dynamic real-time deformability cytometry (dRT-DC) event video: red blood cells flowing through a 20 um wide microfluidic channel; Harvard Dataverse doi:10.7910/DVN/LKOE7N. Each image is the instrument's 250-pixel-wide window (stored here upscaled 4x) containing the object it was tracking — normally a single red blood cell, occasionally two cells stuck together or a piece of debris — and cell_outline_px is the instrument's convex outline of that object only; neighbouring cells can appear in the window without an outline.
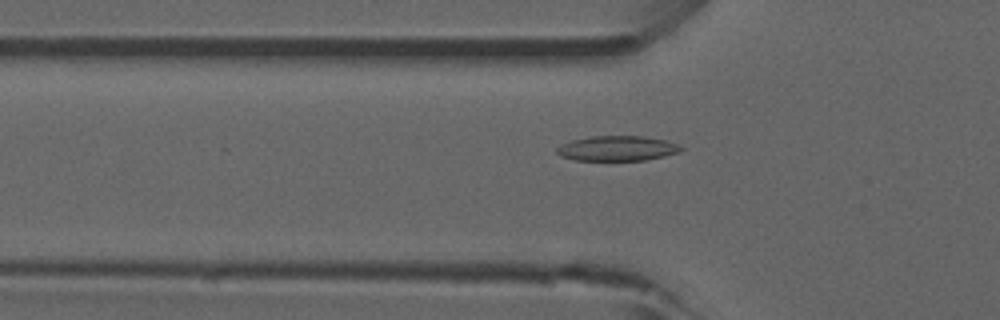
{"species": "common noctule bat (a hibernating species)", "species_latin": "Nyctalus noctula", "temperature_condition": "room temperature", "stored_images_in_passage": 39, "camera_frame_rate_fps": 3000, "um_per_image_px": 0.085, "animal": {"sex": "male", "forearm_length_mm": 52.5}, "frame": {"image": 1, "passage_image": 6, "time_ms": 1.667, "image_size_px": [1000, 320], "cell_outline_px": [[684, 148], [680, 152], [664, 156], [644, 160], [576, 160], [560, 156], [556, 152], [556, 148], [560, 144], [572, 140], [588, 136], [644, 136], [668, 140], [680, 144]], "centroid_in_image_um": [52.49, 12.6], "position_along_channel_um": 73.3, "area_um2": 18.32}}
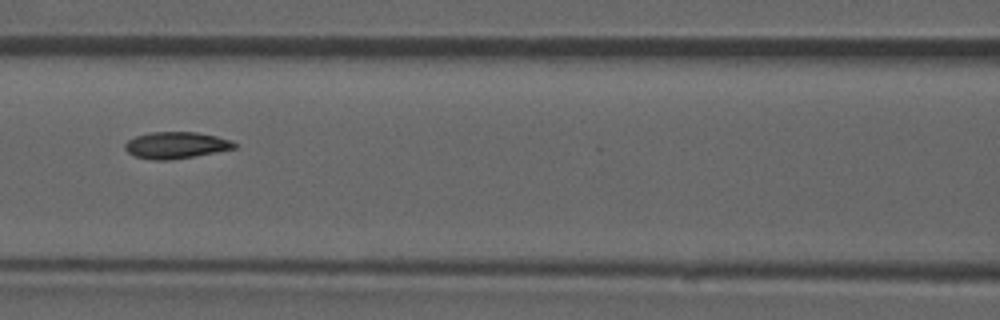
{"frame": {"image": 2, "passage_image": 12, "time_ms": 3.667, "image_size_px": [1000, 320], "cell_outline_px": [[236, 148], [216, 152], [168, 160], [152, 160], [136, 156], [128, 152], [124, 148], [124, 144], [128, 140], [136, 136], [152, 132], [196, 132], [216, 136], [232, 140], [236, 144]], "centroid_in_image_um": [14.96, 12.34], "position_along_channel_um": 151.6, "area_um2": 16.82}}